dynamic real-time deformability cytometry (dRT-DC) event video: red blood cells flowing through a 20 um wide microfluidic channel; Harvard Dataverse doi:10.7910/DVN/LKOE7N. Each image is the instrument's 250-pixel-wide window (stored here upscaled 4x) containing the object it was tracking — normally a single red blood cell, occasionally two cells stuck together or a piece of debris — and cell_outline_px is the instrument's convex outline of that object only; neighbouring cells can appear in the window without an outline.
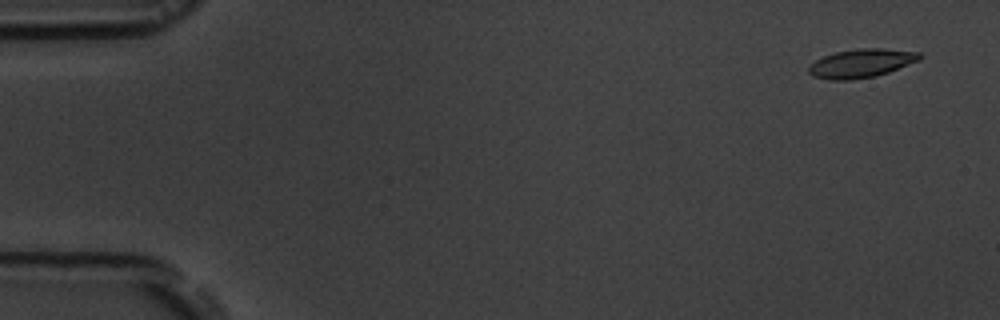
{"species": "common noctule bat (a hibernating species)", "species_latin": "Nyctalus noctula", "temperature_condition": "room temperature", "stored_images_in_passage": 5, "camera_frame_rate_fps": 3000, "um_per_image_px": 0.085, "animal": {"sex": "male", "body_mass_g": 19.5, "forearm_length_mm": 54.6}, "frame": {"image": 1, "passage_image": 1, "time_ms": 0.0, "image_size_px": [1000, 320], "cell_outline_px": [[924, 56], [920, 60], [888, 72], [876, 76], [848, 80], [832, 80], [812, 76], [808, 72], [808, 68], [816, 60], [824, 56], [836, 52], [860, 48], [880, 48], [920, 52]], "centroid_in_image_um": [73.24, 5.38], "position_along_channel_um": 11.8, "area_um2": 18.44}}
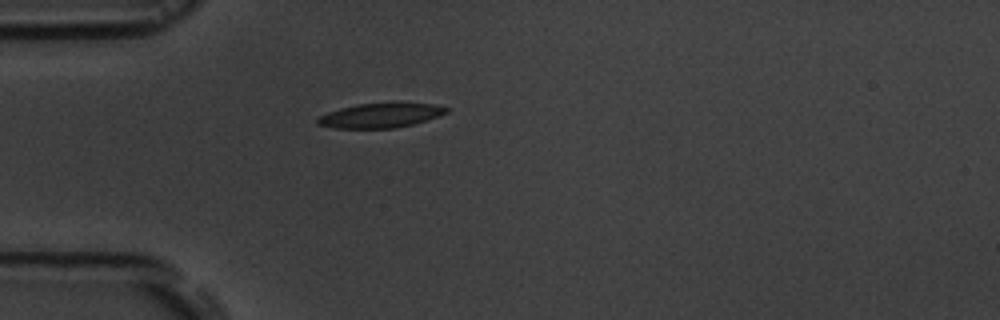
{"frame": {"image": 2, "passage_image": 5, "time_ms": 4.333, "image_size_px": [1000, 320], "cell_outline_px": [[448, 112], [412, 124], [396, 128], [336, 128], [316, 124], [316, 120], [320, 116], [328, 112], [340, 108], [356, 104], [432, 104], [448, 108]], "centroid_in_image_um": [32.26, 9.83], "position_along_channel_um": 52.7, "area_um2": 17.8}}